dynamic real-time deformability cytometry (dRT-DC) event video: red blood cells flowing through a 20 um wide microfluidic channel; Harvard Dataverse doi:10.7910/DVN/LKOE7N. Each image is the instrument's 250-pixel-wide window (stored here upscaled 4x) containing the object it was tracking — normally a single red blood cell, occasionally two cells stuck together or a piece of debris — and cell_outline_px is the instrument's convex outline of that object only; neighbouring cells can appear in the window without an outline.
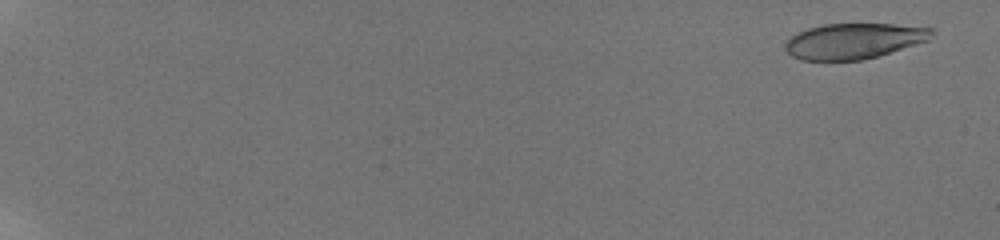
{"species": "human", "species_latin": "Homo sapiens", "temperature_condition": "room temperature", "stored_images_in_passage": 35, "camera_frame_rate_fps": 3000, "um_per_image_px": 0.085, "donor": {"sex": "male"}, "frame": {"image": 1, "passage_image": 2, "time_ms": 0.667, "image_size_px": [1000, 240], "cell_outline_px": [[932, 32], [928, 40], [880, 56], [864, 60], [800, 60], [792, 56], [784, 48], [784, 44], [792, 36], [808, 28], [824, 24], [892, 24], [932, 28]], "centroid_in_image_um": [72.56, 3.49], "position_along_channel_um": 12.4, "area_um2": 30.17}}
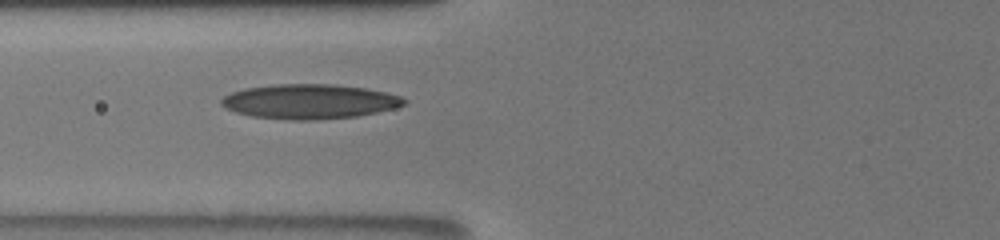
{"frame": {"image": 2, "passage_image": 34, "time_ms": 9.0, "image_size_px": [1000, 240], "cell_outline_px": [[408, 100], [404, 104], [392, 108], [376, 112], [356, 116], [316, 120], [292, 120], [252, 116], [236, 112], [220, 104], [220, 100], [224, 96], [232, 92], [244, 88], [276, 84], [332, 84], [364, 88], [384, 92], [400, 96]], "centroid_in_image_um": [26.28, 8.62], "position_along_channel_um": 99.5, "area_um2": 36.65}}